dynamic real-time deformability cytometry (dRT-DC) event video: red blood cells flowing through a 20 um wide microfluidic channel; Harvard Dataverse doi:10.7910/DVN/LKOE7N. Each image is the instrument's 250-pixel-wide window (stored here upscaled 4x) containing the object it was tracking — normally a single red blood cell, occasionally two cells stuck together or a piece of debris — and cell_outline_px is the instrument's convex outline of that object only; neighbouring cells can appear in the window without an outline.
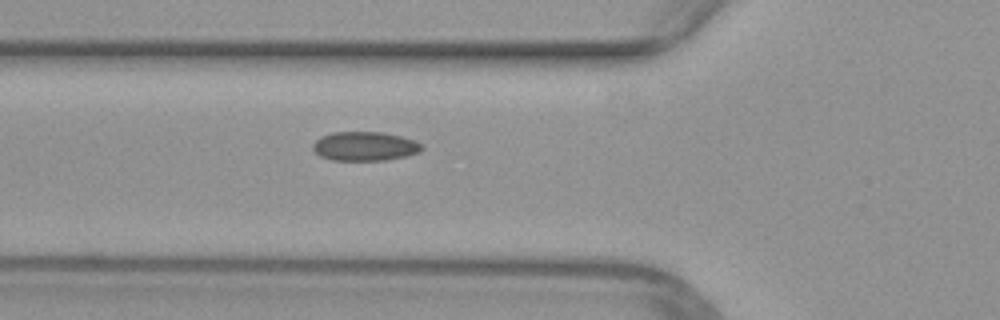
{"species": "common noctule bat (a hibernating species)", "species_latin": "Nyctalus noctula", "temperature_condition": "warm", "stored_images_in_passage": 40, "camera_frame_rate_fps": 3000, "um_per_image_px": 0.085, "animal": {"sex": "female", "body_mass_g": 29.2, "forearm_length_mm": 56.3}, "frame": {"image": 1, "passage_image": 8, "time_ms": 2.333, "image_size_px": [1000, 320], "cell_outline_px": [[424, 148], [420, 152], [404, 156], [384, 160], [332, 160], [320, 156], [312, 148], [312, 144], [320, 136], [332, 132], [384, 132], [416, 140]], "centroid_in_image_um": [30.99, 12.42], "position_along_channel_um": 94.8, "area_um2": 18.5}}
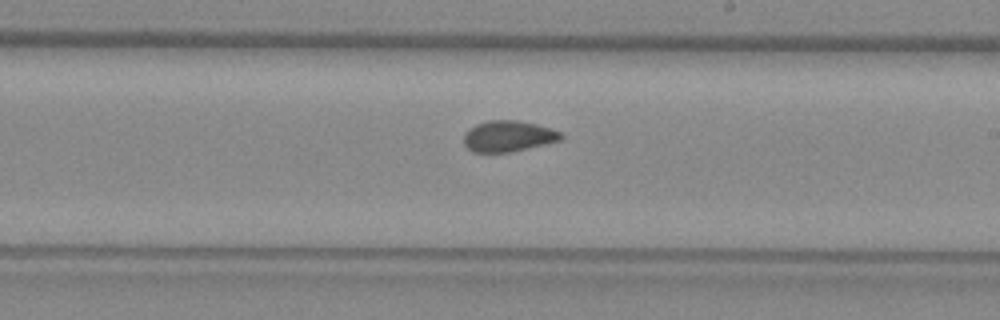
{"frame": {"image": 2, "passage_image": 19, "time_ms": 6.0, "image_size_px": [1000, 320], "cell_outline_px": [[564, 136], [560, 140], [508, 152], [472, 152], [464, 144], [464, 132], [468, 128], [476, 124], [488, 120], [516, 120], [536, 124], [560, 132]], "centroid_in_image_um": [43.14, 11.56], "position_along_channel_um": 245.9, "area_um2": 17.34}}
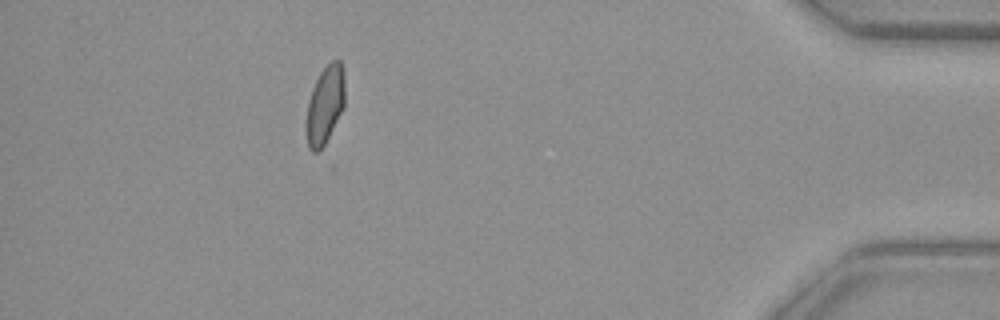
{"frame": {"image": 3, "passage_image": 35, "time_ms": 11.333, "image_size_px": [1000, 320], "cell_outline_px": [[344, 108], [324, 144], [316, 152], [312, 152], [308, 148], [304, 132], [304, 124], [308, 100], [312, 88], [320, 72], [332, 60], [340, 60], [344, 68]], "centroid_in_image_um": [27.59, 8.93], "position_along_channel_um": 407.6, "area_um2": 17.92}}